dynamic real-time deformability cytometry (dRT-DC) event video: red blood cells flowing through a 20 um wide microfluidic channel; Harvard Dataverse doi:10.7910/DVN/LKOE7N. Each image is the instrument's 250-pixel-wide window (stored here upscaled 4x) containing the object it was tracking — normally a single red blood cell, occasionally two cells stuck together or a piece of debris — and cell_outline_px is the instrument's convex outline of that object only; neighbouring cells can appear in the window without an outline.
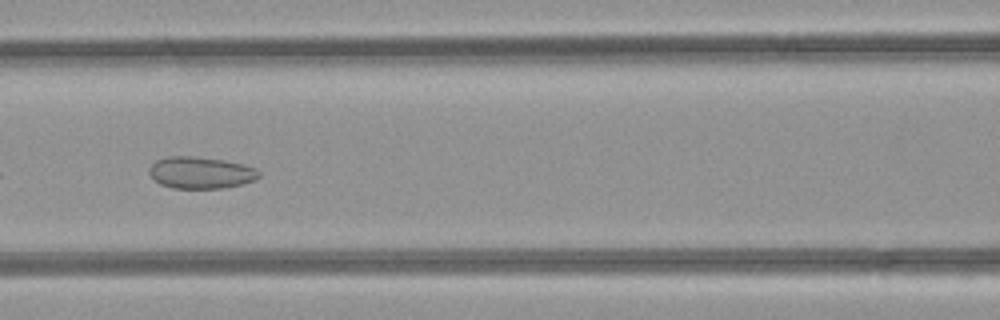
{"species": "common noctule bat (a hibernating species)", "species_latin": "Nyctalus noctula", "temperature_condition": "room temperature", "stored_images_in_passage": 40, "camera_frame_rate_fps": 3000, "um_per_image_px": 0.085, "animal": {"sex": "female", "body_mass_g": 21.9}, "frame": {"image": 1, "passage_image": 12, "time_ms": 3.667, "image_size_px": [1000, 320], "cell_outline_px": [[260, 176], [256, 180], [244, 184], [224, 188], [172, 188], [160, 184], [148, 172], [148, 168], [156, 160], [168, 156], [192, 156], [224, 160], [244, 164], [256, 168], [260, 172]], "centroid_in_image_um": [17.09, 14.68], "position_along_channel_um": 149.5, "area_um2": 20.52}}
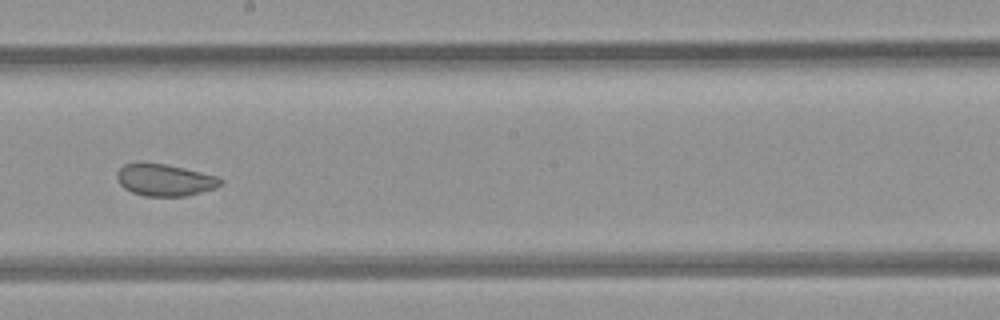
{"frame": {"image": 2, "passage_image": 18, "time_ms": 5.667, "image_size_px": [1000, 320], "cell_outline_px": [[224, 180], [216, 188], [184, 196], [144, 196], [132, 192], [124, 188], [116, 180], [116, 172], [124, 164], [164, 164], [184, 168], [216, 176]], "centroid_in_image_um": [13.99, 15.31], "position_along_channel_um": 234.2, "area_um2": 18.96}, "authors_computed_cell_mechanics": {"area_um2": 22.4553, "velocity_mm_per_s": 4.2422, "shape_relaxation_time_tau1_ms": null, "shape_relaxation_time_tau2_ms": 1.443, "deformation_change_tau1": null, "deformation_change_tau2": 0.0619}}